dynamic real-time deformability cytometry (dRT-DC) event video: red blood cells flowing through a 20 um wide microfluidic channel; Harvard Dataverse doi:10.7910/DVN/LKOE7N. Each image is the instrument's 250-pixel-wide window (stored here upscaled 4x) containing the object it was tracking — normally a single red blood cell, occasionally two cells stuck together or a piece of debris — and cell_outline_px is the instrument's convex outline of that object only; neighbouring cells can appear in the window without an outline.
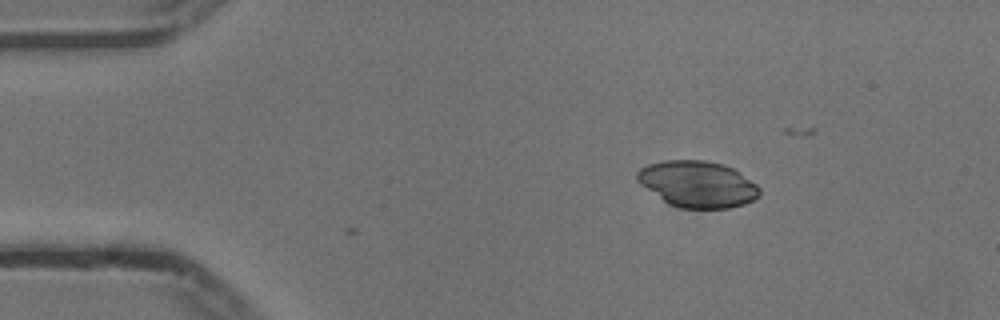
{"species": "common noctule bat (a hibernating species)", "species_latin": "Nyctalus noctula", "temperature_condition": "cold", "stored_images_in_passage": 8, "camera_frame_rate_fps": 3000, "um_per_image_px": 0.085, "animal": {"sex": "male", "body_mass_g": 13.3}, "frame": {"image": 1, "passage_image": 8, "time_ms": 2.333, "image_size_px": [1000, 320], "cell_outline_px": [[760, 196], [744, 204], [728, 208], [680, 208], [664, 200], [640, 184], [636, 180], [636, 172], [640, 168], [648, 164], [664, 160], [708, 160], [724, 164], [732, 168], [756, 184], [760, 188]], "centroid_in_image_um": [59.29, 15.63], "position_along_channel_um": 25.7, "area_um2": 32.89}}